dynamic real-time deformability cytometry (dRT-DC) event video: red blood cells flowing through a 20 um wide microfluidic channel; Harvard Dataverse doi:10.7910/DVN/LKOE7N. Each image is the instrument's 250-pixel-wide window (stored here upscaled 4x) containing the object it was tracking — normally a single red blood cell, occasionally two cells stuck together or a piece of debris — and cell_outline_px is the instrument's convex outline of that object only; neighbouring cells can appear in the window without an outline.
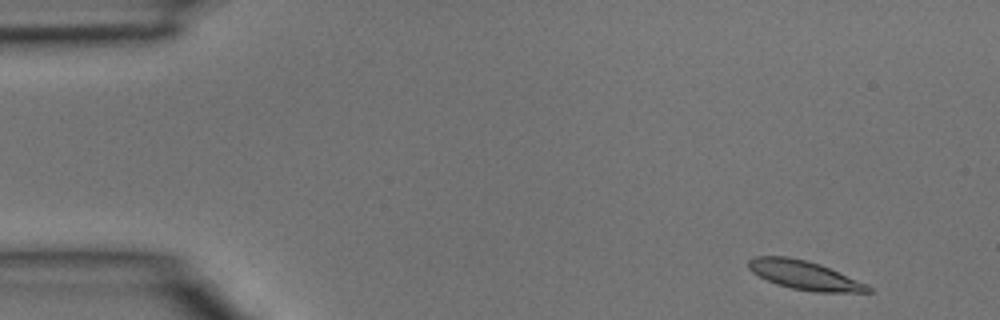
{"species": "common noctule bat (a hibernating species)", "species_latin": "Nyctalus noctula", "temperature_condition": "room temperature", "stored_images_in_passage": 3, "camera_frame_rate_fps": 3000, "um_per_image_px": 0.085, "animal": {"sex": "male", "body_mass_g": 15.6}, "frame": {"image": 1, "passage_image": 1, "time_ms": 0.0, "image_size_px": [1000, 320], "cell_outline_px": [[872, 292], [816, 292], [792, 288], [776, 284], [752, 272], [748, 268], [748, 260], [756, 256], [788, 256], [820, 264], [868, 284], [872, 288]], "centroid_in_image_um": [68.39, 23.39], "position_along_channel_um": 16.6, "area_um2": 20.0}}